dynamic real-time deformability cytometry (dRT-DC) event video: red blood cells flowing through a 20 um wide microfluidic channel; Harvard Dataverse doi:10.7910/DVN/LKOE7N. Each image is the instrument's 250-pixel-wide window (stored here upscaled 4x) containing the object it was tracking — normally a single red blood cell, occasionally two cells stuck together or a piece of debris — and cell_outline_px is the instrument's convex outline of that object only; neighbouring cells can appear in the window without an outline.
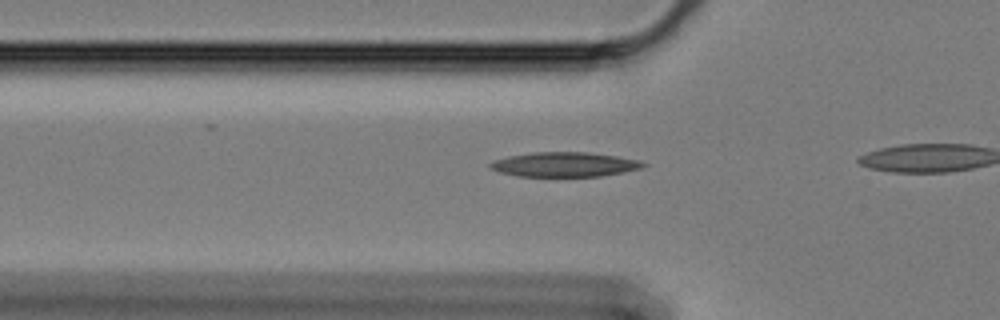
{"species": "Egyptian fruit bat (a non-hibernating species)", "species_latin": "Rousettus aegyptiacus", "temperature_condition": "cold", "stored_images_in_passage": 10, "camera_frame_rate_fps": 3000, "um_per_image_px": 0.085, "animal": {"sex": "female"}, "frame": {"image": 1, "passage_image": 4, "time_ms": 1.0, "image_size_px": [1000, 320], "cell_outline_px": [[648, 164], [640, 168], [624, 172], [600, 176], [516, 176], [500, 172], [488, 168], [488, 164], [492, 160], [508, 156], [532, 152], [588, 152], [616, 156], [640, 160]], "centroid_in_image_um": [47.94, 13.97], "position_along_channel_um": 77.9, "area_um2": 22.02}}
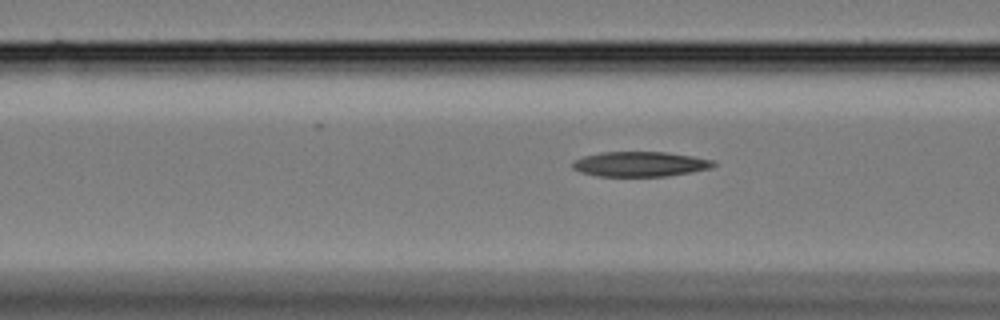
{"frame": {"image": 2, "passage_image": 7, "time_ms": 2.0, "image_size_px": [1000, 320], "cell_outline_px": [[716, 164], [712, 168], [692, 172], [668, 176], [596, 176], [580, 172], [572, 168], [572, 160], [584, 156], [600, 152], [664, 152], [692, 156], [712, 160]], "centroid_in_image_um": [54.38, 13.95], "position_along_channel_um": 112.2, "area_um2": 20.58}}